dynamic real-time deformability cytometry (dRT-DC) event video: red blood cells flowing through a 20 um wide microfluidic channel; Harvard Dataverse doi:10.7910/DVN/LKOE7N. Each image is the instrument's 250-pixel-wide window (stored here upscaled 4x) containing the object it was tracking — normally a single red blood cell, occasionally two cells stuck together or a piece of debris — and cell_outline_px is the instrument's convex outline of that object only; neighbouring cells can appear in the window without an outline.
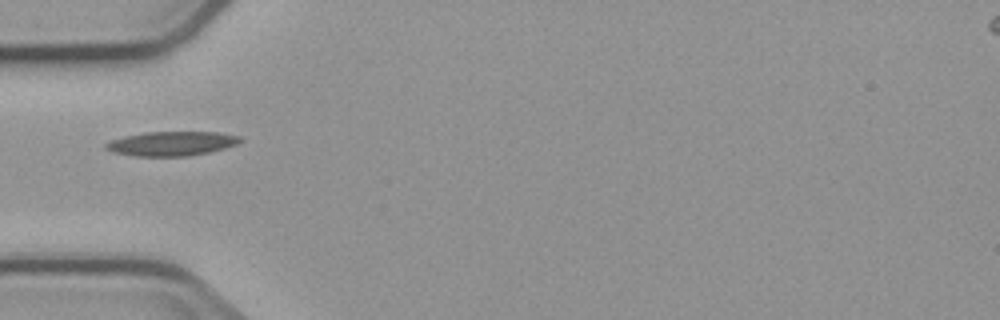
{"species": "common noctule bat (a hibernating species)", "species_latin": "Nyctalus noctula", "temperature_condition": "cold", "stored_images_in_passage": 1, "camera_frame_rate_fps": 3000, "um_per_image_px": 0.085, "animal": {"sex": "male", "body_mass_g": 23.1, "forearm_length_mm": 52.7}, "frame": {"image": 1, "passage_image": 1, "time_ms": 0.0, "image_size_px": [1000, 320], "cell_outline_px": [[244, 140], [236, 144], [224, 148], [208, 152], [188, 156], [136, 156], [112, 152], [104, 148], [104, 144], [112, 140], [124, 136], [144, 132], [216, 132], [240, 136]], "centroid_in_image_um": [14.57, 12.2], "position_along_channel_um": 70.4, "area_um2": 19.02}}